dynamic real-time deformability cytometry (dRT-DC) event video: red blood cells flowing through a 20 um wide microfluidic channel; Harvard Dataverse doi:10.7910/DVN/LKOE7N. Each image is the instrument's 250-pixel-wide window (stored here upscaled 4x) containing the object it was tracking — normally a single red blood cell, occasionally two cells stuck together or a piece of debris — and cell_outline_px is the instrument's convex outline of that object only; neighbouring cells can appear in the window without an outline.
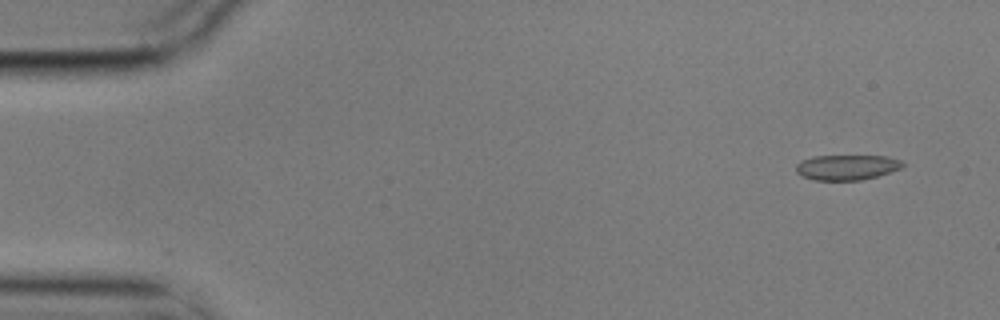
{"species": "common noctule bat (a hibernating species)", "species_latin": "Nyctalus noctula", "temperature_condition": "cold", "stored_images_in_passage": 4, "camera_frame_rate_fps": 3000, "um_per_image_px": 0.085, "animal": {"sex": "male", "body_mass_g": 17.9}, "frame": {"image": 1, "passage_image": 1, "time_ms": 0.0, "image_size_px": [1000, 320], "cell_outline_px": [[904, 164], [900, 168], [876, 176], [860, 180], [812, 180], [796, 172], [796, 164], [800, 160], [812, 156], [888, 156], [900, 160]], "centroid_in_image_um": [71.93, 14.21], "position_along_channel_um": 13.1, "area_um2": 15.55}}
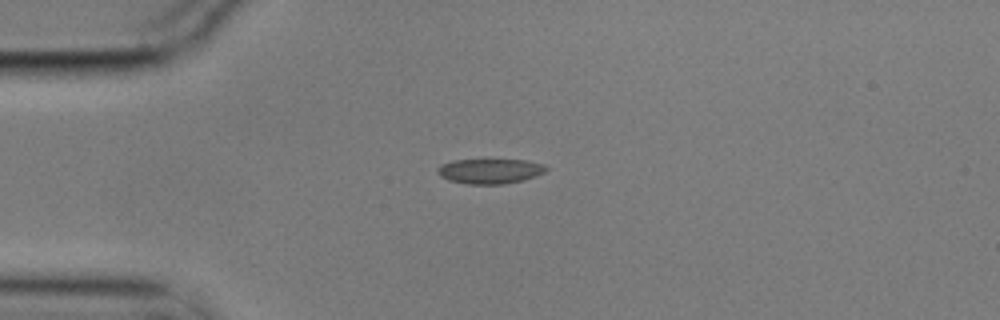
{"frame": {"image": 2, "passage_image": 4, "time_ms": 1.0, "image_size_px": [1000, 320], "cell_outline_px": [[548, 168], [544, 172], [520, 180], [504, 184], [468, 184], [448, 180], [440, 176], [440, 164], [452, 160], [524, 160], [544, 164]], "centroid_in_image_um": [41.63, 14.54], "position_along_channel_um": 43.4, "area_um2": 15.43}}